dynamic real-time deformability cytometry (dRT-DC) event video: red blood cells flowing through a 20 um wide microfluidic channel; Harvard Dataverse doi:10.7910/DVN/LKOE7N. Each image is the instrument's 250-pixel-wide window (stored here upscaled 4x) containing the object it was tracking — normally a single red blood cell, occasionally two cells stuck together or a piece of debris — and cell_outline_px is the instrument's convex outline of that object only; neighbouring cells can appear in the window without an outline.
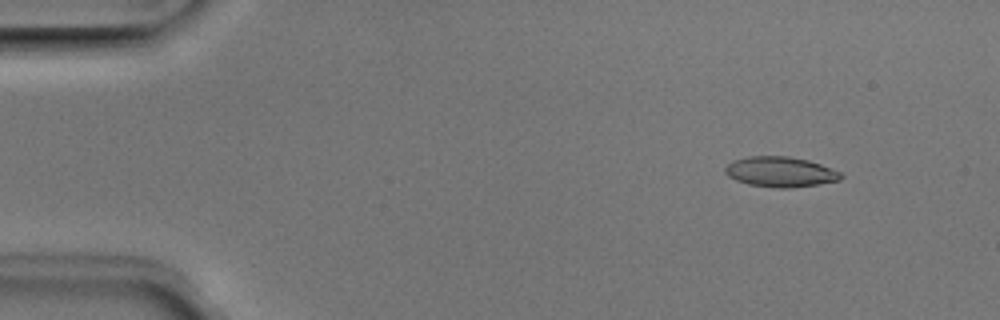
{"species": "Egyptian fruit bat (a non-hibernating species)", "species_latin": "Rousettus aegyptiacus", "temperature_condition": "room temperature", "stored_images_in_passage": 12, "camera_frame_rate_fps": 3000, "um_per_image_px": 0.085, "animal": {"sex": "male"}, "frame": {"image": 1, "passage_image": 6, "time_ms": 1.667, "image_size_px": [1000, 320], "cell_outline_px": [[844, 176], [840, 180], [792, 188], [780, 188], [748, 184], [736, 180], [728, 176], [724, 172], [724, 168], [732, 160], [748, 156], [788, 156], [808, 160], [820, 164], [840, 172]], "centroid_in_image_um": [66.3, 14.6], "position_along_channel_um": 18.7, "area_um2": 20.35}}